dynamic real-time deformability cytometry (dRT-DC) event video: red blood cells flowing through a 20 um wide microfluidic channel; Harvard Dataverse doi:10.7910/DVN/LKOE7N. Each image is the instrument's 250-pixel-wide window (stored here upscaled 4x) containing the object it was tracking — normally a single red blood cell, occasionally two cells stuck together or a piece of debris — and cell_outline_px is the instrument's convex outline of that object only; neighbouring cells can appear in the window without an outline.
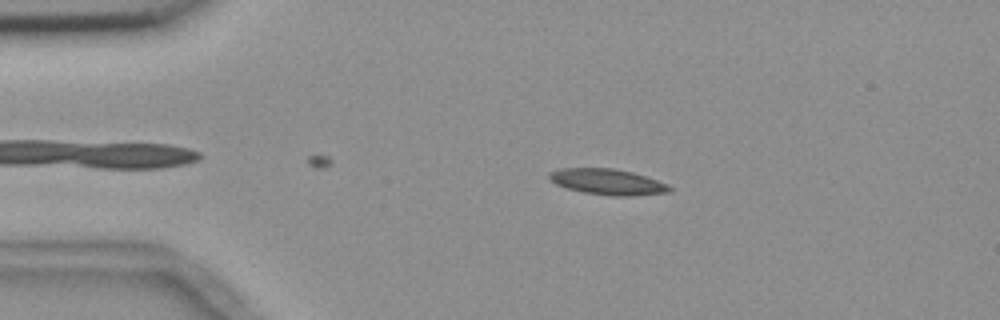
{"species": "common noctule bat (a hibernating species)", "species_latin": "Nyctalus noctula", "temperature_condition": "room temperature", "stored_images_in_passage": 51, "camera_frame_rate_fps": 3000, "um_per_image_px": 0.085, "animal": {"sex": "female", "body_mass_g": 18.4}, "frame": {"image": 1, "passage_image": 11, "time_ms": 3.333, "image_size_px": [1000, 320], "cell_outline_px": [[672, 192], [632, 196], [612, 196], [584, 192], [568, 188], [556, 184], [548, 176], [548, 172], [560, 168], [612, 168], [632, 172], [668, 184], [672, 188]], "centroid_in_image_um": [51.66, 15.46], "position_along_channel_um": 33.3, "area_um2": 18.03}}
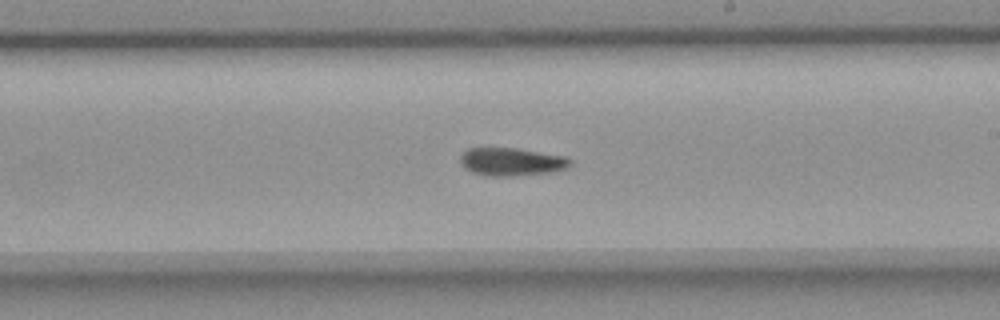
{"frame": {"image": 2, "passage_image": 32, "time_ms": 10.333, "image_size_px": [1000, 320], "cell_outline_px": [[572, 164], [568, 168], [552, 172], [512, 176], [484, 176], [472, 172], [464, 168], [460, 160], [460, 156], [468, 148], [516, 148], [564, 156], [572, 160]], "centroid_in_image_um": [43.48, 13.76], "position_along_channel_um": 245.5, "area_um2": 18.03}}
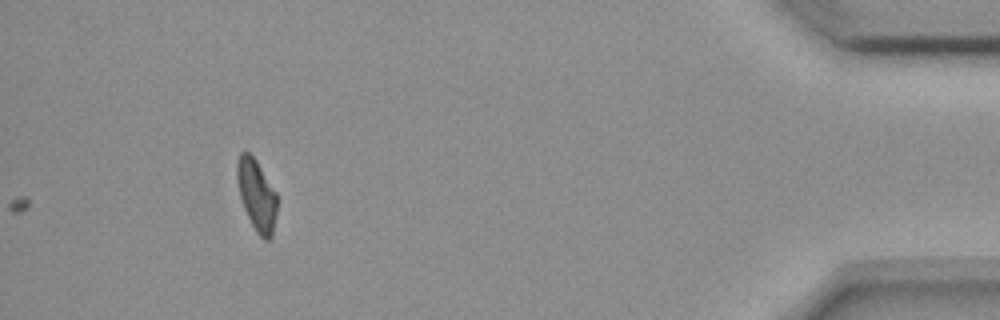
{"frame": {"image": 3, "passage_image": 51, "time_ms": 16.667, "image_size_px": [1000, 320], "cell_outline_px": [[276, 212], [272, 236], [268, 240], [264, 240], [256, 232], [244, 208], [240, 196], [236, 176], [236, 164], [240, 152], [248, 152], [256, 160], [276, 192]], "centroid_in_image_um": [21.8, 16.57], "position_along_channel_um": 413.4, "area_um2": 16.42}, "authors_computed_cell_mechanics": {"area_um2": 17.6868, "velocity_mm_per_s": 3.6534, "shape_relaxation_time_tau1_ms": 9.1306, "shape_relaxation_time_tau2_ms": null, "deformation_change_tau1": 0.1913, "deformation_change_tau2": null}}